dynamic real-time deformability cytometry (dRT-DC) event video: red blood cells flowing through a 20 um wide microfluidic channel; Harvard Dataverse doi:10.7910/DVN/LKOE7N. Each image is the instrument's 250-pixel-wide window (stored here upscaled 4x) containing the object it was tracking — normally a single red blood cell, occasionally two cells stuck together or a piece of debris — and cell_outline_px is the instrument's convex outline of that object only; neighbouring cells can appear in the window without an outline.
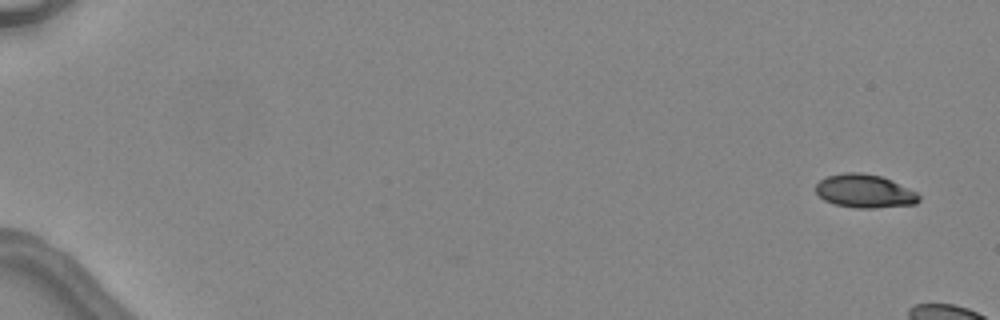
{"species": "common noctule bat (a hibernating species)", "species_latin": "Nyctalus noctula", "temperature_condition": "warm", "stored_images_in_passage": 3, "camera_frame_rate_fps": 3000, "um_per_image_px": 0.085, "animal": {"sex": "female", "body_mass_g": 24.6, "forearm_length_mm": 56.2}, "frame": {"image": 1, "passage_image": 1, "time_ms": 0.0, "image_size_px": [1000, 320], "cell_outline_px": [[920, 200], [916, 204], [876, 208], [856, 208], [836, 204], [824, 200], [816, 192], [816, 184], [820, 180], [828, 176], [844, 172], [860, 172], [880, 176], [892, 180], [916, 192], [920, 196]], "centroid_in_image_um": [73.51, 16.25], "position_along_channel_um": 11.5, "area_um2": 20.06}}